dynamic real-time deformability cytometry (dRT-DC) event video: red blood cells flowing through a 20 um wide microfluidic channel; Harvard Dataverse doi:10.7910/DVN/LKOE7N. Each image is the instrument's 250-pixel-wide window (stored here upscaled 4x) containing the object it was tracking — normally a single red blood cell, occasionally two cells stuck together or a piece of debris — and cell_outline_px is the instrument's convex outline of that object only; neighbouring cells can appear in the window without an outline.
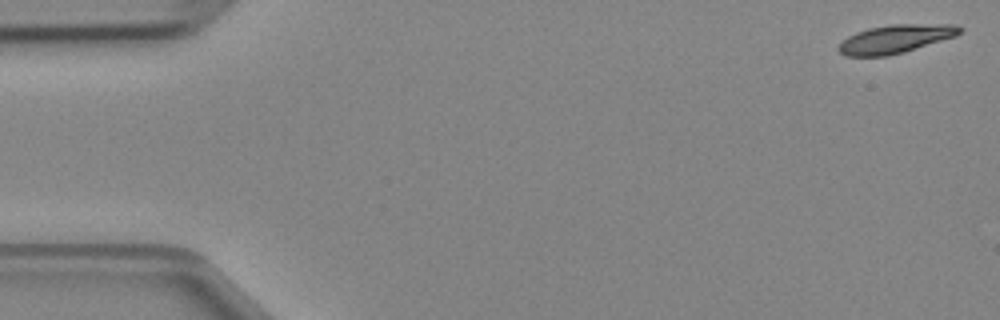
{"species": "Egyptian fruit bat (a non-hibernating species)", "species_latin": "Rousettus aegyptiacus", "temperature_condition": "cold", "stored_images_in_passage": 47, "camera_frame_rate_fps": 3000, "um_per_image_px": 0.085, "animal": {"sex": "female"}, "frame": {"image": 1, "passage_image": 1, "time_ms": 0.0, "image_size_px": [1000, 320], "cell_outline_px": [[964, 28], [956, 36], [904, 52], [888, 56], [844, 56], [836, 48], [848, 36], [856, 32], [868, 28], [892, 24], [956, 24]], "centroid_in_image_um": [76.12, 3.3], "position_along_channel_um": 8.9, "area_um2": 20.11}}
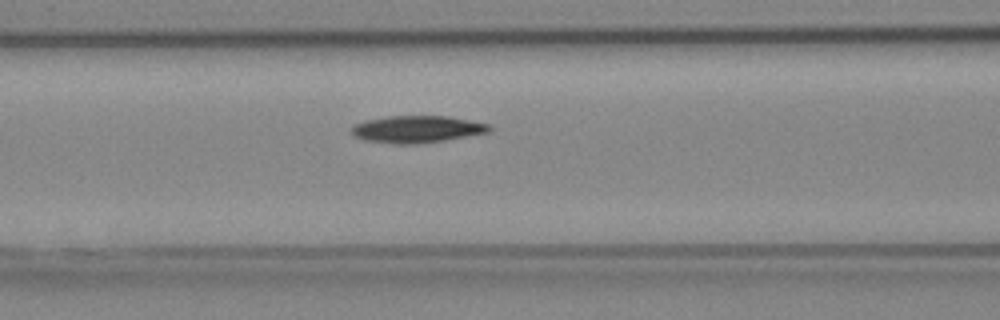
{"frame": {"image": 2, "passage_image": 19, "time_ms": 6.0, "image_size_px": [1000, 320], "cell_outline_px": [[492, 132], [444, 140], [416, 144], [396, 144], [364, 140], [352, 136], [352, 124], [364, 120], [388, 116], [448, 116], [488, 124], [492, 128]], "centroid_in_image_um": [35.41, 10.98], "position_along_channel_um": 131.2, "area_um2": 21.85}}
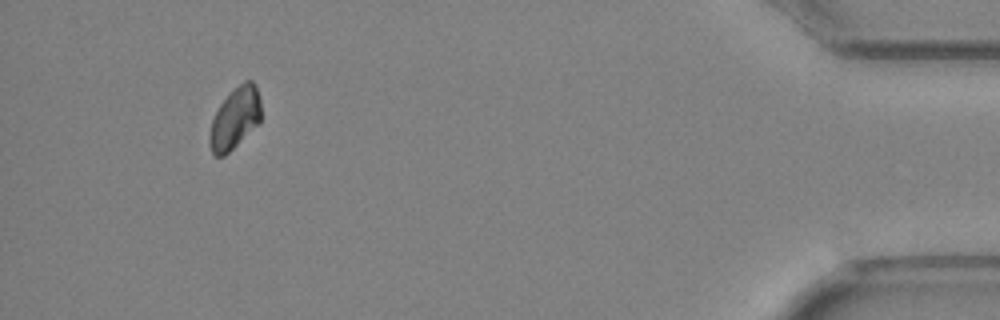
{"frame": {"image": 3, "passage_image": 44, "time_ms": 14.333, "image_size_px": [1000, 320], "cell_outline_px": [[260, 120], [224, 156], [216, 156], [212, 152], [208, 144], [208, 136], [212, 120], [220, 104], [244, 80], [252, 80], [256, 84], [260, 96]], "centroid_in_image_um": [19.95, 10.04], "position_along_channel_um": 415.2, "area_um2": 17.92}}